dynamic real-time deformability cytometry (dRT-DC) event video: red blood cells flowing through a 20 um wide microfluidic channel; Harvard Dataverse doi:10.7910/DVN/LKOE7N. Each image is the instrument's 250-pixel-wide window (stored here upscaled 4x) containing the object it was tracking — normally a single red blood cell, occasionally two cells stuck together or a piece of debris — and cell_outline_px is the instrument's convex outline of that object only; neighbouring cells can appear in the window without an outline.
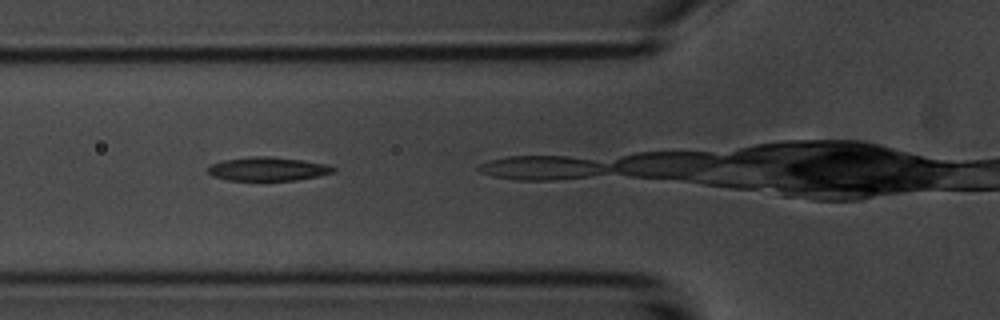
{"species": "common noctule bat (a hibernating species)", "species_latin": "Nyctalus noctula", "temperature_condition": "room temperature", "stored_images_in_passage": 5, "camera_frame_rate_fps": 3000, "um_per_image_px": 0.085, "animal": {"sex": "male", "body_mass_g": 20.1, "forearm_length_mm": 53.5}, "frame": {"image": 1, "passage_image": 2, "time_ms": 1.0, "image_size_px": [1000, 320], "cell_outline_px": [[336, 172], [296, 180], [228, 180], [212, 176], [208, 172], [208, 168], [212, 164], [224, 160], [248, 156], [272, 156], [304, 160], [324, 164], [336, 168]], "centroid_in_image_um": [22.76, 14.35], "position_along_channel_um": 103.0, "area_um2": 17.28}}